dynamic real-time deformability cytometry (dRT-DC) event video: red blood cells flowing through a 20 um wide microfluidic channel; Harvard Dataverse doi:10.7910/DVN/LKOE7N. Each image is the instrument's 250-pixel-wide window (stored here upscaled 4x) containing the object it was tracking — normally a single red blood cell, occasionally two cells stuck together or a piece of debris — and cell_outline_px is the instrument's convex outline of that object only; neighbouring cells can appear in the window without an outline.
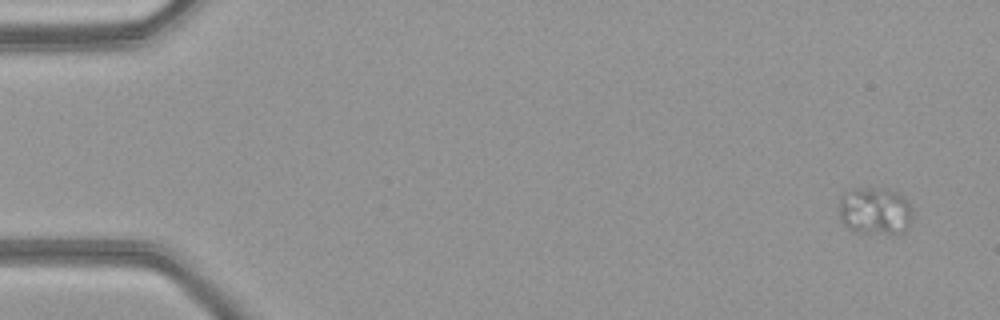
{"species": "common noctule bat (a hibernating species)", "species_latin": "Nyctalus noctula", "temperature_condition": "warm", "stored_images_in_passage": 49, "camera_frame_rate_fps": 3000, "um_per_image_px": 0.085, "animal": {"sex": "female", "body_mass_g": 21.9}, "frame": {"image": 1, "passage_image": 1, "time_ms": 0.0, "image_size_px": [1000, 320], "cell_outline_px": [[912, 216], [908, 224], [900, 232], [860, 232], [848, 228], [840, 220], [840, 196], [844, 192], [856, 188], [888, 188], [904, 196], [908, 200], [912, 208]], "centroid_in_image_um": [74.36, 17.87], "position_along_channel_um": 10.6, "area_um2": 20.11}}
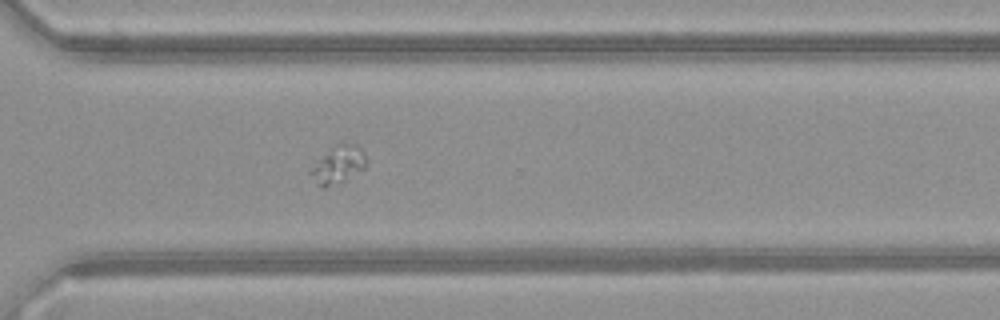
{"frame": {"image": 2, "passage_image": 35, "time_ms": 11.333, "image_size_px": [1000, 320], "cell_outline_px": [[368, 164], [364, 168], [324, 188], [316, 184], [308, 172], [332, 144], [340, 140], [356, 144], [360, 148], [368, 160]], "centroid_in_image_um": [28.74, 13.9], "position_along_channel_um": 341.9, "area_um2": 12.14}}
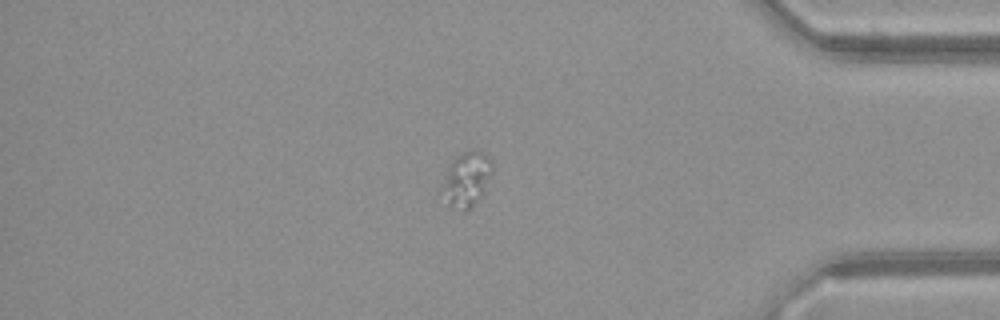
{"frame": {"image": 3, "passage_image": 41, "time_ms": 13.333, "image_size_px": [1000, 320], "cell_outline_px": [[492, 172], [484, 192], [464, 212], [448, 208], [436, 192], [452, 160], [456, 156], [472, 148], [476, 148], [492, 164]], "centroid_in_image_um": [39.53, 15.31], "position_along_channel_um": 395.7, "area_um2": 16.53}}